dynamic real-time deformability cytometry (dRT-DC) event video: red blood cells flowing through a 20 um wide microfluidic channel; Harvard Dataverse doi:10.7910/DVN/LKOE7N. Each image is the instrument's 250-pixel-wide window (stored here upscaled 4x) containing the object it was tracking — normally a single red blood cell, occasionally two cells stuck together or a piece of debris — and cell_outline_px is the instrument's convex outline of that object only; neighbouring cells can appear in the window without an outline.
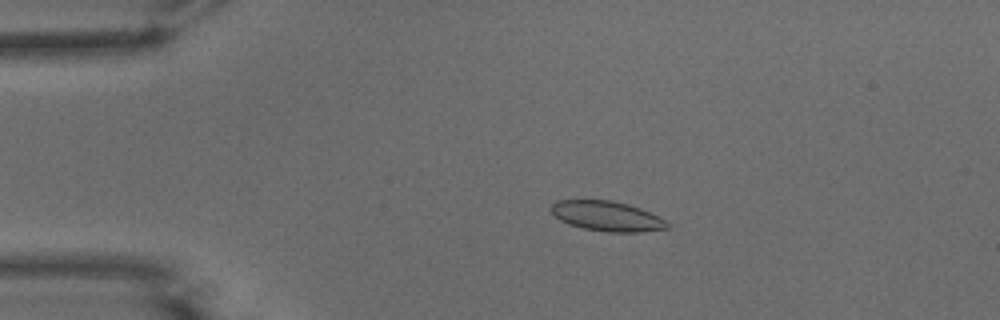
{"species": "common noctule bat (a hibernating species)", "species_latin": "Nyctalus noctula", "temperature_condition": "warm", "stored_images_in_passage": 46, "camera_frame_rate_fps": 3000, "um_per_image_px": 0.085, "animal": {"sex": "male", "body_mass_g": 15.6}, "frame": {"image": 1, "passage_image": 4, "time_ms": 1.0, "image_size_px": [1000, 320], "cell_outline_px": [[668, 228], [640, 232], [608, 232], [584, 228], [568, 224], [560, 220], [552, 212], [552, 204], [556, 200], [612, 200], [628, 204], [640, 208], [664, 220], [668, 224]], "centroid_in_image_um": [51.57, 18.37], "position_along_channel_um": 33.4, "area_um2": 20.0}}
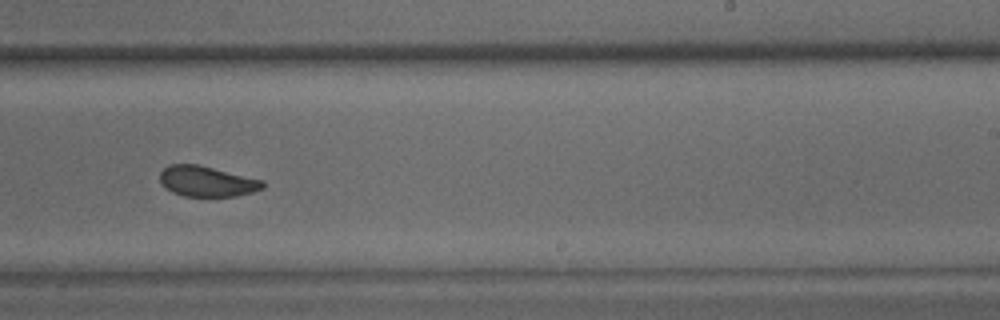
{"frame": {"image": 2, "passage_image": 26, "time_ms": 8.333, "image_size_px": [1000, 320], "cell_outline_px": [[264, 188], [252, 192], [236, 196], [184, 196], [172, 192], [164, 188], [160, 184], [160, 172], [168, 164], [196, 164], [264, 180]], "centroid_in_image_um": [17.56, 15.41], "position_along_channel_um": 271.4, "area_um2": 18.32}}
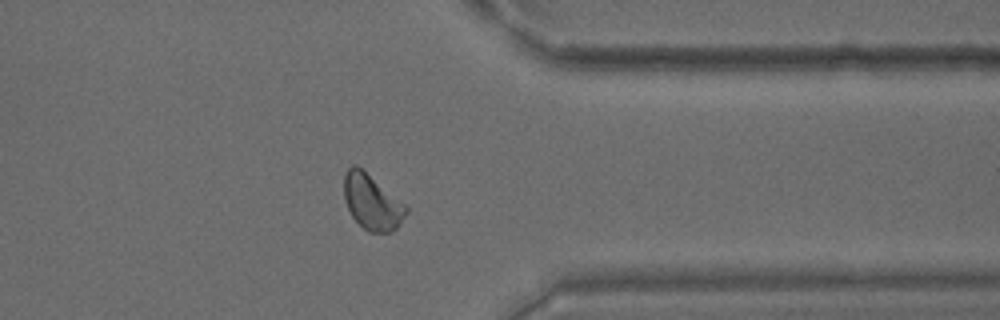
{"frame": {"image": 3, "passage_image": 35, "time_ms": 11.333, "image_size_px": [1000, 320], "cell_outline_px": [[408, 212], [396, 228], [392, 232], [368, 232], [352, 216], [344, 200], [344, 172], [352, 164], [356, 164], [404, 204], [408, 208]], "centroid_in_image_um": [31.59, 17.18], "position_along_channel_um": 379.8, "area_um2": 19.65}, "authors_computed_cell_mechanics": {"area_um2": 19.6231, "velocity_mm_per_s": 3.8559, "shape_relaxation_time_tau1_ms": 3.7947, "shape_relaxation_time_tau2_ms": 1.3426, "deformation_change_tau1": 0.1047, "deformation_change_tau2": 0.0576}}